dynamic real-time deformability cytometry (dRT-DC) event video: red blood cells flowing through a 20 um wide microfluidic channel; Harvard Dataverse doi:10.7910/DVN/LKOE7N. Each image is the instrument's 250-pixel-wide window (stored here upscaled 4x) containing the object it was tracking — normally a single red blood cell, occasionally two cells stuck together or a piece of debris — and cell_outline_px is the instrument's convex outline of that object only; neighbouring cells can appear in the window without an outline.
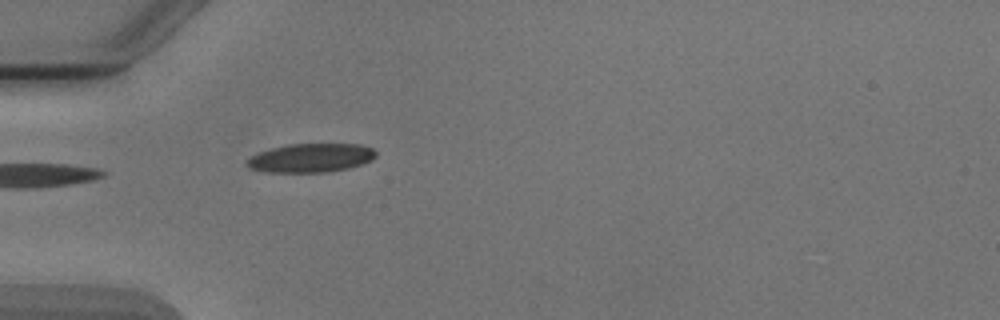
{"species": "Egyptian fruit bat (a non-hibernating species)", "species_latin": "Rousettus aegyptiacus", "temperature_condition": "cold", "stored_images_in_passage": 2, "camera_frame_rate_fps": 3000, "um_per_image_px": 0.085, "animal": {"sex": "male"}, "frame": {"image": 1, "passage_image": 2, "time_ms": 2.0, "image_size_px": [1000, 320], "cell_outline_px": [[376, 156], [372, 160], [348, 168], [328, 172], [264, 172], [248, 168], [244, 164], [244, 160], [260, 152], [272, 148], [288, 144], [360, 144], [372, 148], [376, 152]], "centroid_in_image_um": [26.38, 13.43], "position_along_channel_um": 58.6, "area_um2": 21.73}}